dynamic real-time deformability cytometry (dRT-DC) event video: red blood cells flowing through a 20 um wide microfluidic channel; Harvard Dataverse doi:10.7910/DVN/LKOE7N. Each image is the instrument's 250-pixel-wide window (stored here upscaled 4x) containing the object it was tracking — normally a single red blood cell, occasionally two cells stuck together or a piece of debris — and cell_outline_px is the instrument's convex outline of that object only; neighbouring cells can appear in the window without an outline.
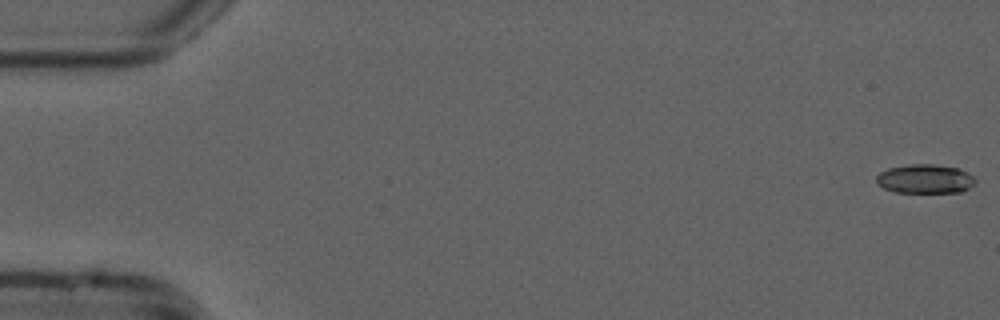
{"species": "common noctule bat (a hibernating species)", "species_latin": "Nyctalus noctula", "temperature_condition": "cold", "stored_images_in_passage": 18, "camera_frame_rate_fps": 3000, "um_per_image_px": 0.085, "animal": {"sex": "male", "forearm_length_mm": 52.5}, "frame": {"image": 1, "passage_image": 1, "time_ms": 0.0, "image_size_px": [1000, 320], "cell_outline_px": [[976, 180], [968, 188], [960, 192], [896, 192], [884, 188], [876, 184], [876, 176], [880, 172], [888, 168], [908, 164], [932, 164], [960, 168], [972, 176]], "centroid_in_image_um": [78.59, 15.19], "position_along_channel_um": 6.4, "area_um2": 16.7}}
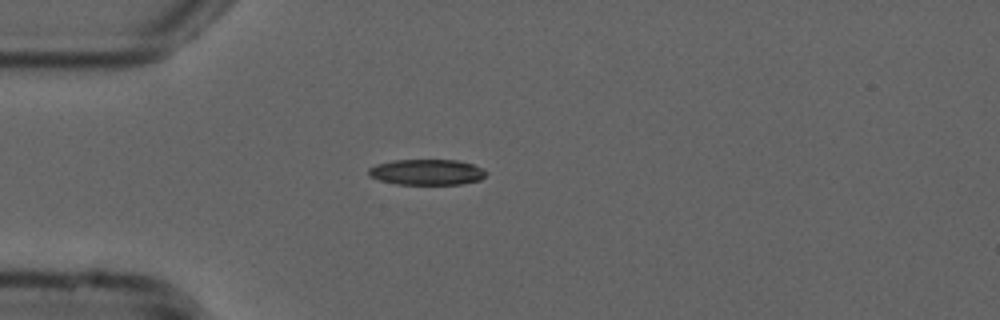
{"frame": {"image": 2, "passage_image": 15, "time_ms": 4.667, "image_size_px": [1000, 320], "cell_outline_px": [[488, 172], [480, 180], [460, 184], [396, 184], [380, 180], [368, 176], [368, 168], [376, 164], [392, 160], [456, 160], [472, 164], [484, 168]], "centroid_in_image_um": [36.27, 14.62], "position_along_channel_um": 48.7, "area_um2": 17.69}}